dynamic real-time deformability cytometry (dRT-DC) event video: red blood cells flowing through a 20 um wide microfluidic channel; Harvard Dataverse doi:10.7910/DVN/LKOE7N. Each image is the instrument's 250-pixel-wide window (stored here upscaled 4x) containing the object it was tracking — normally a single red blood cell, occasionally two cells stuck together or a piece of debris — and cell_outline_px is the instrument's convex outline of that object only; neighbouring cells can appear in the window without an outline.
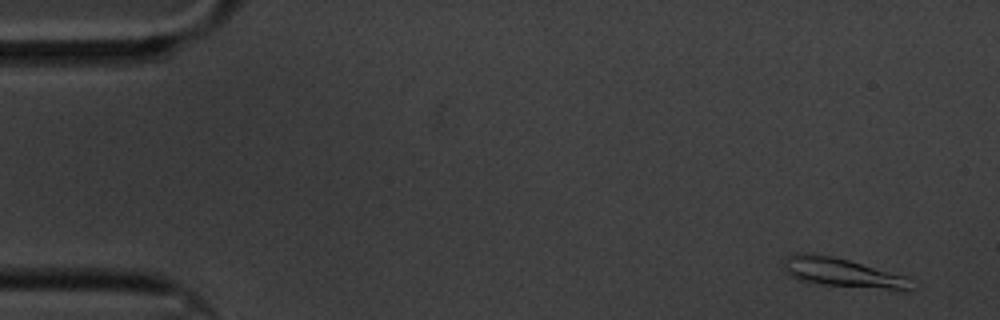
{"species": "common noctule bat (a hibernating species)", "species_latin": "Nyctalus noctula", "temperature_condition": "cold", "stored_images_in_passage": 61, "camera_frame_rate_fps": 3000, "um_per_image_px": 0.085, "animal": {"sex": "male", "body_mass_g": 20.1, "forearm_length_mm": 53.5}, "frame": {"image": 1, "passage_image": 4, "time_ms": 1.0, "image_size_px": [1000, 320], "cell_outline_px": [[912, 288], [908, 292], [820, 284], [796, 280], [788, 276], [784, 272], [780, 264], [788, 256], [796, 252], [808, 252], [832, 256], [848, 260], [904, 276]], "centroid_in_image_um": [71.48, 23.18], "position_along_channel_um": 13.5, "area_um2": 21.96}}
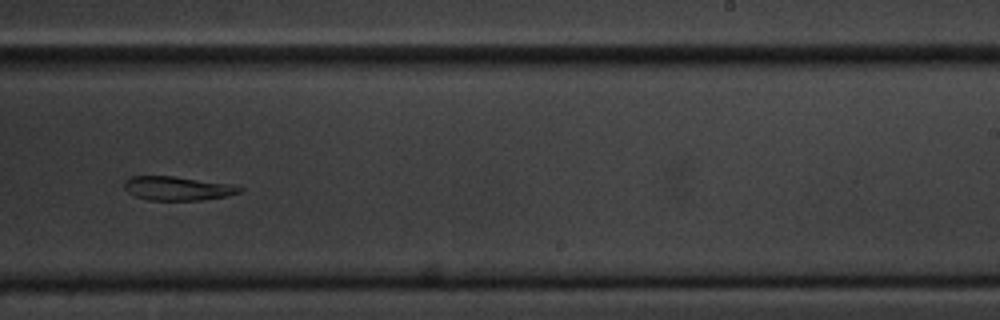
{"frame": {"image": 2, "passage_image": 38, "time_ms": 12.333, "image_size_px": [1000, 320], "cell_outline_px": [[244, 192], [224, 196], [200, 200], [148, 200], [136, 196], [128, 192], [124, 188], [124, 180], [132, 176], [172, 176], [232, 184], [244, 188]], "centroid_in_image_um": [15.1, 16.01], "position_along_channel_um": 273.9, "area_um2": 16.07}}
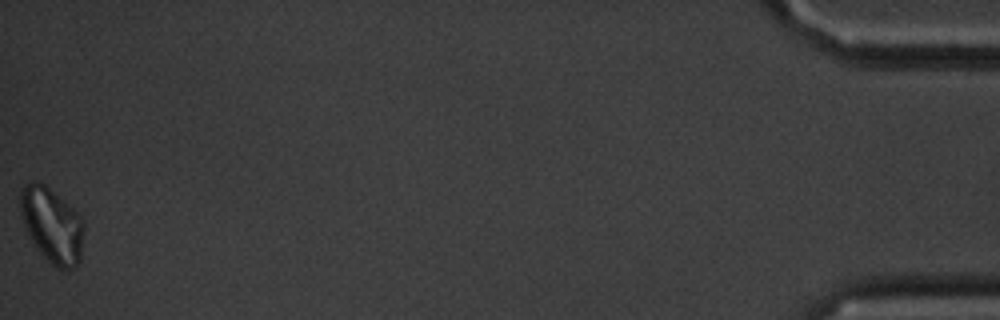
{"frame": {"image": 3, "passage_image": 61, "time_ms": 20.0, "image_size_px": [1000, 320], "cell_outline_px": [[84, 228], [80, 260], [76, 268], [60, 268], [52, 264], [36, 248], [28, 236], [24, 228], [20, 212], [20, 192], [24, 184], [28, 180], [36, 180], [44, 184], [72, 208], [84, 220]], "centroid_in_image_um": [4.39, 19.11], "position_along_channel_um": 430.8, "area_um2": 27.86}}